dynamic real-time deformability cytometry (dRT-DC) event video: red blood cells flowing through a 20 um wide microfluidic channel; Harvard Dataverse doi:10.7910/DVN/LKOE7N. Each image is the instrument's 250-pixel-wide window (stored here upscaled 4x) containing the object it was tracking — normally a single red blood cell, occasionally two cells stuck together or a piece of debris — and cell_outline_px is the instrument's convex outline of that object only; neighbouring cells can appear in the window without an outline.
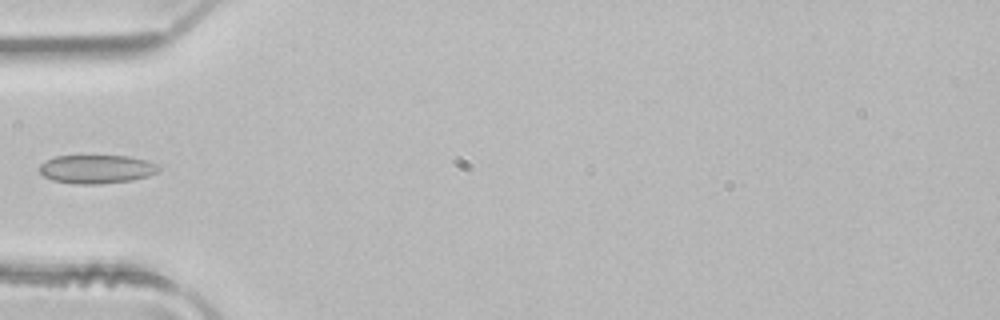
{"species": "common noctule bat (a hibernating species)", "species_latin": "Nyctalus noctula", "temperature_condition": "room temperature", "stored_images_in_passage": 4, "camera_frame_rate_fps": 3000, "um_per_image_px": 0.085, "animal": {"sex": "male", "body_mass_g": 21.5, "forearm_length_mm": 52.0}, "frame": {"image": 1, "passage_image": 4, "time_ms": 1.0, "image_size_px": [1000, 320], "cell_outline_px": [[160, 172], [148, 176], [132, 180], [100, 184], [76, 184], [52, 180], [44, 176], [40, 172], [40, 164], [56, 156], [128, 156], [144, 160], [156, 164], [160, 168]], "centroid_in_image_um": [8.23, 14.38], "position_along_channel_um": 76.8, "area_um2": 19.77}}